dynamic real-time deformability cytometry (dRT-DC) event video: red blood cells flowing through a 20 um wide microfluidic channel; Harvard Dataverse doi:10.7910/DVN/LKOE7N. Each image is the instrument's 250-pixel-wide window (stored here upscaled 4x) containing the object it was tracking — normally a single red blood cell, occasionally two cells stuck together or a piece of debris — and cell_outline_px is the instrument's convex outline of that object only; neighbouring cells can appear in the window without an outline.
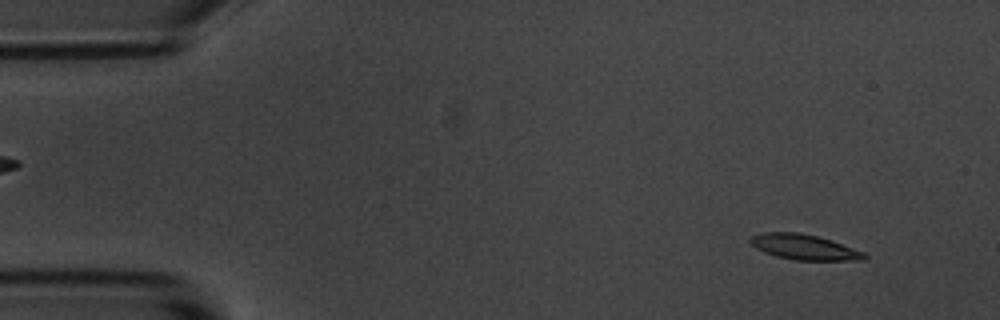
{"species": "common noctule bat (a hibernating species)", "species_latin": "Nyctalus noctula", "temperature_condition": "room temperature", "stored_images_in_passage": 5, "camera_frame_rate_fps": 3000, "um_per_image_px": 0.085, "animal": {"sex": "male", "body_mass_g": 20.1, "forearm_length_mm": 53.5}, "frame": {"image": 1, "passage_image": 1, "time_ms": 0.0, "image_size_px": [1000, 320], "cell_outline_px": [[868, 256], [864, 260], [796, 260], [776, 256], [764, 252], [756, 248], [748, 240], [752, 236], [764, 232], [796, 232], [816, 236], [832, 240], [864, 252]], "centroid_in_image_um": [68.36, 21.0], "position_along_channel_um": 16.6, "area_um2": 16.7}}